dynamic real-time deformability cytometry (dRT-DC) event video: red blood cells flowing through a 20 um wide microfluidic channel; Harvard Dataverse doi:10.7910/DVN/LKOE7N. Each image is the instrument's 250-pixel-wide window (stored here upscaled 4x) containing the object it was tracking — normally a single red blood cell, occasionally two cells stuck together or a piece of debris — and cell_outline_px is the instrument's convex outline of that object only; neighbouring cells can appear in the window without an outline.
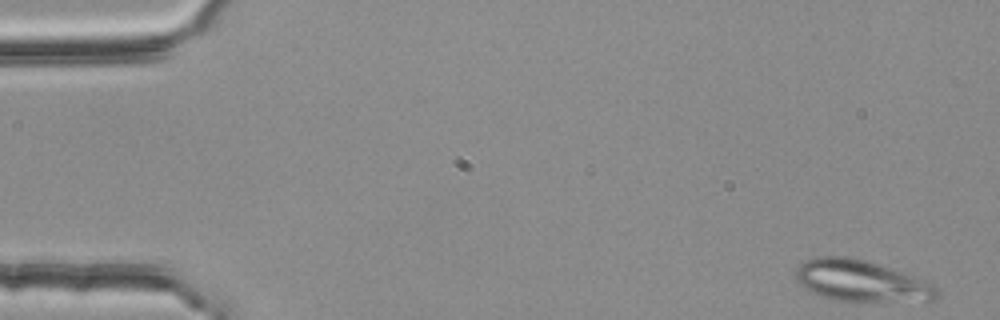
{"species": "common noctule bat (a hibernating species)", "species_latin": "Nyctalus noctula", "temperature_condition": "room temperature", "stored_images_in_passage": 51, "camera_frame_rate_fps": 3000, "um_per_image_px": 0.085, "animal": {"sex": "female", "body_mass_g": 25.1}, "frame": {"image": 1, "passage_image": 1, "time_ms": 0.0, "image_size_px": [1000, 320], "cell_outline_px": [[936, 296], [932, 300], [836, 300], [820, 296], [804, 288], [796, 280], [796, 268], [804, 260], [816, 256], [848, 256], [864, 260], [912, 276], [932, 284], [936, 288]], "centroid_in_image_um": [73.07, 23.85], "position_along_channel_um": 11.9, "area_um2": 33.0}}
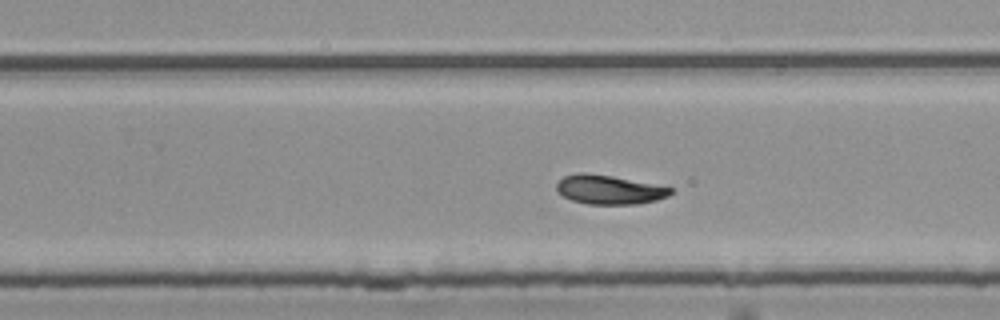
{"frame": {"image": 2, "passage_image": 33, "time_ms": 10.667, "image_size_px": [1000, 320], "cell_outline_px": [[676, 192], [668, 196], [656, 200], [636, 204], [588, 204], [572, 200], [564, 196], [556, 188], [556, 184], [564, 176], [576, 172], [584, 172], [612, 176], [672, 188]], "centroid_in_image_um": [51.78, 16.12], "position_along_channel_um": 278.0, "area_um2": 19.19}}
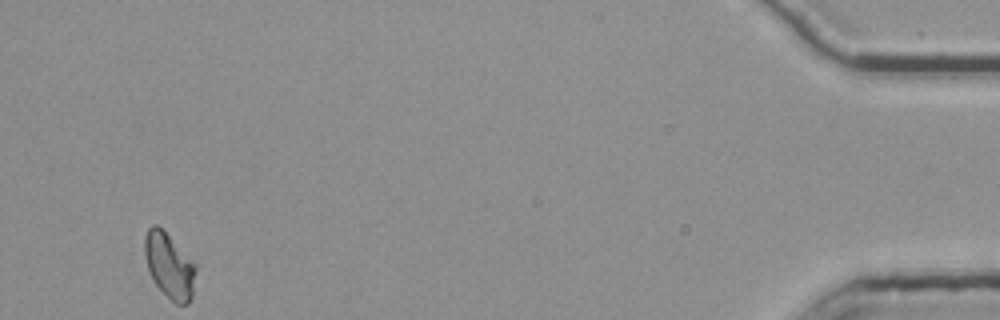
{"frame": {"image": 3, "passage_image": 51, "time_ms": 16.667, "image_size_px": [1000, 320], "cell_outline_px": [[196, 268], [192, 300], [188, 304], [176, 304], [152, 280], [148, 272], [144, 256], [144, 236], [148, 228], [152, 224], [156, 224], [196, 264]], "centroid_in_image_um": [14.38, 22.6], "position_along_channel_um": 420.8, "area_um2": 19.31}, "authors_computed_cell_mechanics": {"area_um2": 19.7098, "velocity_mm_per_s": 3.7534, "shape_relaxation_time_tau1_ms": 8.2501, "shape_relaxation_time_tau2_ms": 7.3899, "deformation_change_tau1": 0.1691, "deformation_change_tau2": 0.09}}